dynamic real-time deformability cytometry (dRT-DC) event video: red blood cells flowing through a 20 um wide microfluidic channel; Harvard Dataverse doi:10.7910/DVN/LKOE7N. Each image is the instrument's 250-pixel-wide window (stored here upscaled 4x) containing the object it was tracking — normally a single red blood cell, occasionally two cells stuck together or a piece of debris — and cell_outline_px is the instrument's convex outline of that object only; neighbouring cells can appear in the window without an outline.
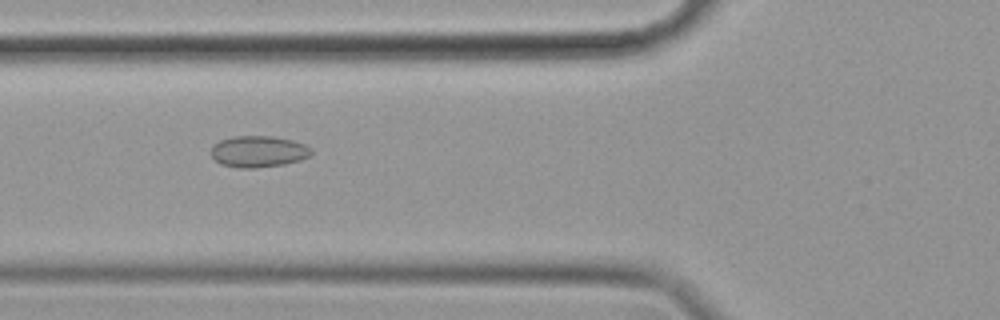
{"species": "common noctule bat (a hibernating species)", "species_latin": "Nyctalus noctula", "temperature_condition": "cold", "stored_images_in_passage": 52, "camera_frame_rate_fps": 3000, "um_per_image_px": 0.085, "animal": {"sex": "female", "body_mass_g": 19.9}, "frame": {"image": 1, "passage_image": 16, "time_ms": 5.0, "image_size_px": [1000, 320], "cell_outline_px": [[312, 152], [308, 156], [300, 160], [284, 164], [256, 168], [236, 168], [220, 164], [208, 152], [220, 140], [232, 136], [272, 136], [292, 140], [304, 144], [312, 148]], "centroid_in_image_um": [21.94, 12.88], "position_along_channel_um": 103.9, "area_um2": 18.44}}
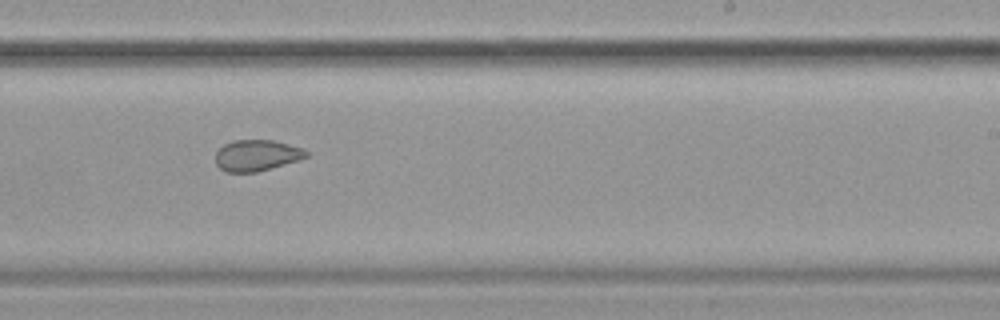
{"frame": {"image": 2, "passage_image": 30, "time_ms": 9.667, "image_size_px": [1000, 320], "cell_outline_px": [[308, 156], [300, 160], [256, 172], [228, 172], [220, 168], [216, 164], [216, 152], [224, 144], [232, 140], [272, 140], [304, 148], [308, 152]], "centroid_in_image_um": [21.83, 13.2], "position_along_channel_um": 267.2, "area_um2": 16.47}}
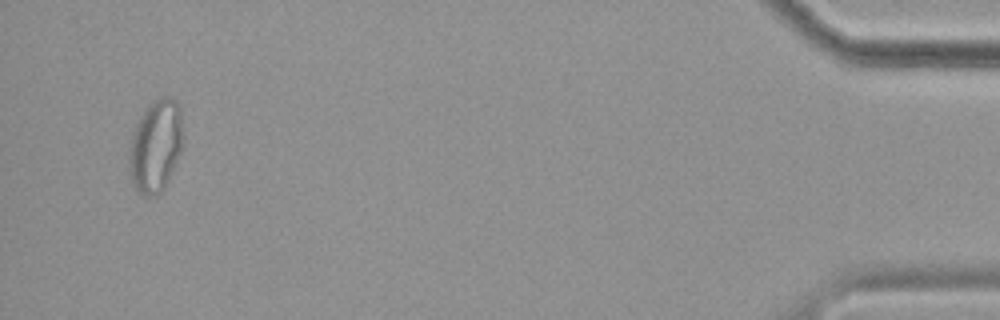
{"frame": {"image": 3, "passage_image": 50, "time_ms": 16.333, "image_size_px": [1000, 320], "cell_outline_px": [[184, 144], [168, 180], [164, 188], [156, 196], [144, 196], [132, 184], [132, 132], [136, 124], [148, 104], [152, 100], [160, 96], [168, 96], [176, 100], [180, 104], [184, 140]], "centroid_in_image_um": [13.31, 12.33], "position_along_channel_um": 421.9, "area_um2": 28.73}, "authors_computed_cell_mechanics": {"area_um2": 19.7965, "velocity_mm_per_s": 3.5092, "shape_relaxation_time_tau1_ms": null, "shape_relaxation_time_tau2_ms": 2.5294, "deformation_change_tau1": null, "deformation_change_tau2": 0.0588}}